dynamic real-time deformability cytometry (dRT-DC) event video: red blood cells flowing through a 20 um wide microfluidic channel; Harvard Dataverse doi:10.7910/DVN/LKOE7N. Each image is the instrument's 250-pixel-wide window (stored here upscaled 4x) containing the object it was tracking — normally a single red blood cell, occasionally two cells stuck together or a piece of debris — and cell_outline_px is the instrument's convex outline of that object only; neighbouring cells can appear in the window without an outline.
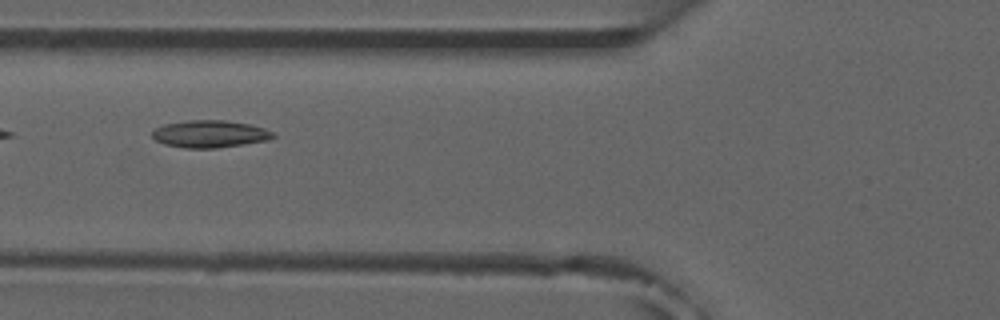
{"species": "common noctule bat (a hibernating species)", "species_latin": "Nyctalus noctula", "temperature_condition": "room temperature", "stored_images_in_passage": 7, "camera_frame_rate_fps": 3000, "um_per_image_px": 0.085, "animal": {"sex": "male", "forearm_length_mm": 52.5}, "frame": {"image": 1, "passage_image": 3, "time_ms": 3.333, "image_size_px": [1000, 320], "cell_outline_px": [[276, 136], [268, 140], [216, 148], [184, 148], [164, 144], [156, 140], [152, 136], [152, 132], [156, 128], [164, 124], [188, 120], [224, 120], [248, 124], [264, 128], [272, 132]], "centroid_in_image_um": [17.82, 11.38], "position_along_channel_um": 108.0, "area_um2": 19.07}}
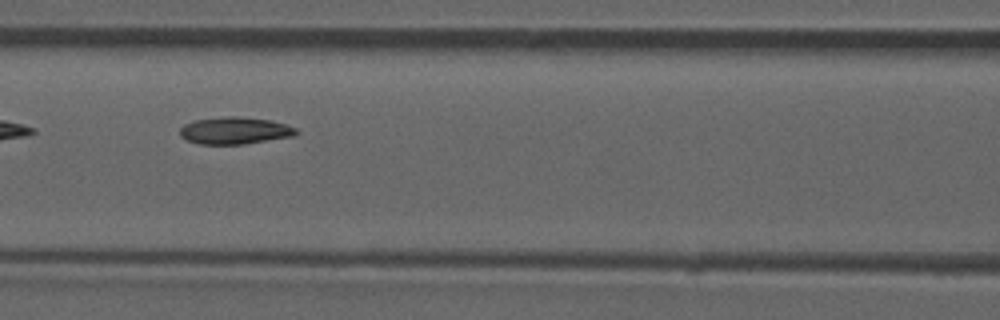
{"frame": {"image": 2, "passage_image": 4, "time_ms": 4.333, "image_size_px": [1000, 320], "cell_outline_px": [[300, 132], [296, 136], [244, 144], [200, 144], [188, 140], [180, 136], [180, 128], [184, 124], [196, 120], [228, 116], [236, 116], [268, 120], [284, 124], [296, 128]], "centroid_in_image_um": [19.98, 11.11], "position_along_channel_um": 146.6, "area_um2": 18.26}}